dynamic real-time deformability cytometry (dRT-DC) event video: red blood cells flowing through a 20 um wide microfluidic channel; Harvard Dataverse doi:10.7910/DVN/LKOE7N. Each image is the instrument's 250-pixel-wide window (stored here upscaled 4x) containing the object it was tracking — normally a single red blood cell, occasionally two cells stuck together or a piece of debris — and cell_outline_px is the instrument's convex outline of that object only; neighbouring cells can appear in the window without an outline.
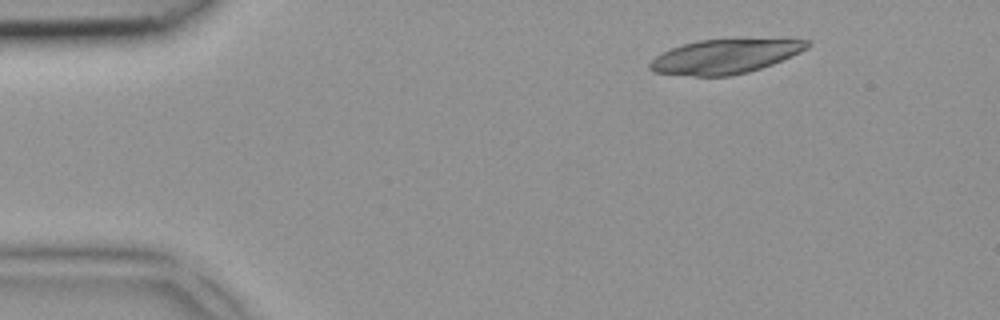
{"species": "common noctule bat (a hibernating species)", "species_latin": "Nyctalus noctula", "temperature_condition": "room temperature", "stored_images_in_passage": 4, "camera_frame_rate_fps": 3000, "um_per_image_px": 0.085, "animal": {"sex": "female", "body_mass_g": 18.4}, "frame": {"image": 1, "passage_image": 4, "time_ms": 1.0, "image_size_px": [1000, 320], "cell_outline_px": [[812, 44], [808, 48], [792, 56], [772, 64], [748, 72], [732, 76], [696, 76], [652, 72], [648, 68], [648, 64], [656, 56], [672, 48], [684, 44], [700, 40], [812, 40]], "centroid_in_image_um": [61.61, 4.82], "position_along_channel_um": 23.4, "area_um2": 30.98}}